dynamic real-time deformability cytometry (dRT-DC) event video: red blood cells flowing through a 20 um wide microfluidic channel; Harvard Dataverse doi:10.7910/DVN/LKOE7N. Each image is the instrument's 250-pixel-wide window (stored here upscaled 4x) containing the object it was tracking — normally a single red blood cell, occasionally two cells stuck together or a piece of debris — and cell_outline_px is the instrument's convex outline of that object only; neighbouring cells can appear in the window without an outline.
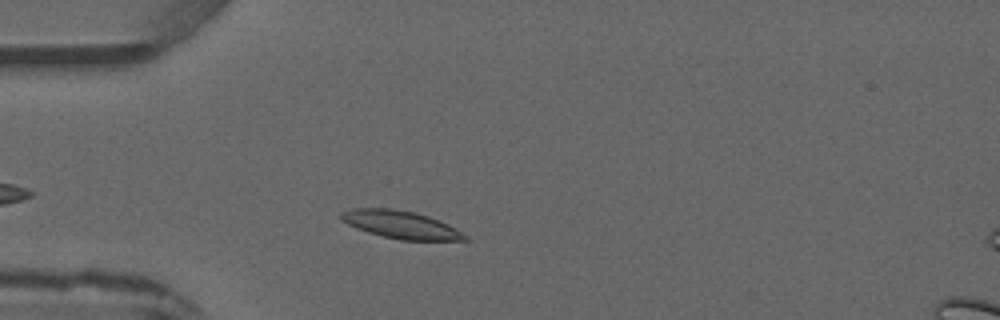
{"species": "common noctule bat (a hibernating species)", "species_latin": "Nyctalus noctula", "temperature_condition": "warm", "stored_images_in_passage": 3, "camera_frame_rate_fps": 3000, "um_per_image_px": 0.085, "animal": {"sex": "male", "forearm_length_mm": 52.5}, "frame": {"image": 1, "passage_image": 2, "time_ms": 1.333, "image_size_px": [1000, 320], "cell_outline_px": [[468, 240], [400, 240], [368, 232], [356, 228], [340, 220], [340, 212], [352, 208], [392, 208], [412, 212], [428, 216], [448, 224], [468, 236]], "centroid_in_image_um": [34.03, 19.09], "position_along_channel_um": 51.0, "area_um2": 19.88}}